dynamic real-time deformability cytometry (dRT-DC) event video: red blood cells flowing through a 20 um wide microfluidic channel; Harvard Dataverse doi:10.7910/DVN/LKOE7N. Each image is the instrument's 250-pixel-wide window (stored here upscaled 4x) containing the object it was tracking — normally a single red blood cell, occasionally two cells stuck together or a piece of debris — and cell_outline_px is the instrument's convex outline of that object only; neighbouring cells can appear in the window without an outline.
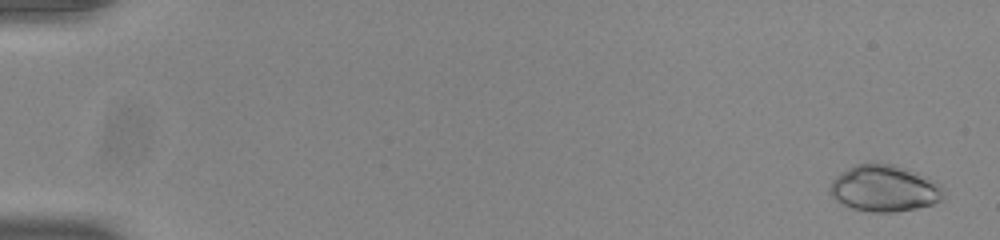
{"species": "common noctule bat (a hibernating species)", "species_latin": "Nyctalus noctula", "temperature_condition": "room temperature", "stored_images_in_passage": 54, "camera_frame_rate_fps": 3000, "um_per_image_px": 0.085, "animal": {"sex": "male", "body_mass_g": 20.0, "forearm_length_mm": 53.3}, "frame": {"image": 1, "passage_image": 2, "time_ms": 0.333, "image_size_px": [1000, 240], "cell_outline_px": [[944, 196], [940, 200], [932, 204], [916, 208], [892, 212], [868, 212], [852, 208], [836, 200], [828, 192], [832, 180], [840, 172], [856, 164], [872, 160], [876, 160], [896, 164], [928, 176], [940, 184], [944, 188]], "centroid_in_image_um": [75.17, 15.96], "position_along_channel_um": 9.8, "area_um2": 31.56}}
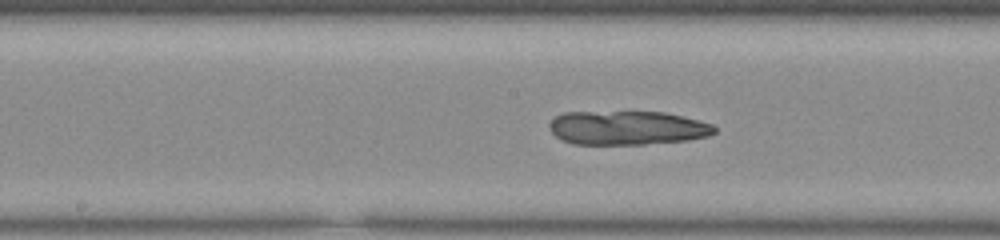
{"frame": {"image": 2, "passage_image": 29, "time_ms": 9.333, "image_size_px": [1000, 240], "cell_outline_px": [[716, 132], [708, 136], [688, 140], [644, 144], [572, 144], [560, 140], [548, 128], [548, 124], [556, 116], [564, 112], [664, 112], [712, 124], [716, 128]], "centroid_in_image_um": [53.27, 10.87], "position_along_channel_um": 194.9, "area_um2": 32.66}}
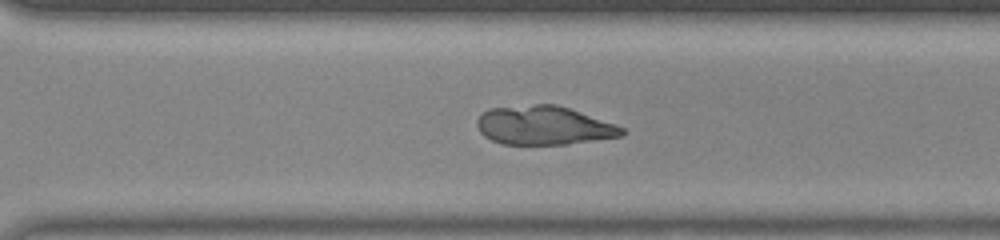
{"frame": {"image": 3, "passage_image": 39, "time_ms": 12.667, "image_size_px": [1000, 240], "cell_outline_px": [[624, 136], [568, 144], [504, 144], [492, 140], [484, 136], [480, 132], [476, 124], [476, 120], [488, 108], [536, 104], [556, 104], [616, 124], [624, 128]], "centroid_in_image_um": [46.22, 10.66], "position_along_channel_um": 324.4, "area_um2": 32.71}}